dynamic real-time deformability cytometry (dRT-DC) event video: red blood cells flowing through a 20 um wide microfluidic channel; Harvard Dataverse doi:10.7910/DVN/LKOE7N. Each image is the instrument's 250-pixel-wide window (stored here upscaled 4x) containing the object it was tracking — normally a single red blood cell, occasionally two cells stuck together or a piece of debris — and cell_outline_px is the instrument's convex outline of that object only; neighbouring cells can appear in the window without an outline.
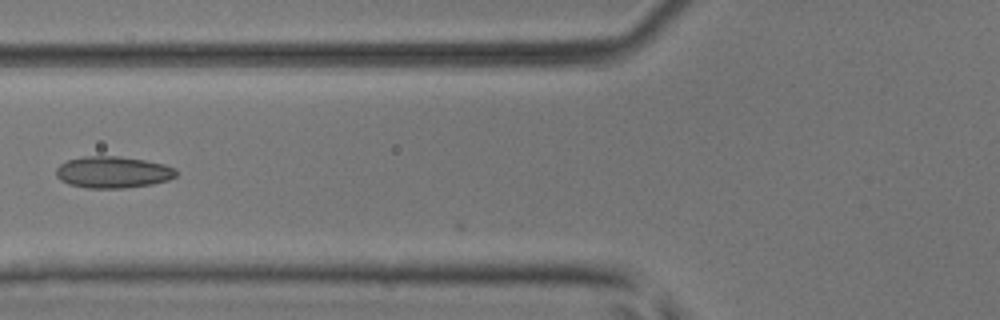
{"species": "common noctule bat (a hibernating species)", "species_latin": "Nyctalus noctula", "temperature_condition": "room temperature", "stored_images_in_passage": 7, "camera_frame_rate_fps": 3000, "um_per_image_px": 0.085, "animal": {"sex": "male", "body_mass_g": 17.9, "forearm_length_mm": 54.2}, "frame": {"image": 1, "passage_image": 5, "time_ms": 1.333, "image_size_px": [1000, 320], "cell_outline_px": [[176, 176], [168, 180], [152, 184], [124, 188], [88, 188], [68, 184], [60, 180], [56, 176], [56, 168], [60, 164], [68, 160], [84, 156], [120, 156], [144, 160], [164, 164], [176, 168]], "centroid_in_image_um": [9.59, 14.63], "position_along_channel_um": 116.2, "area_um2": 22.2}}
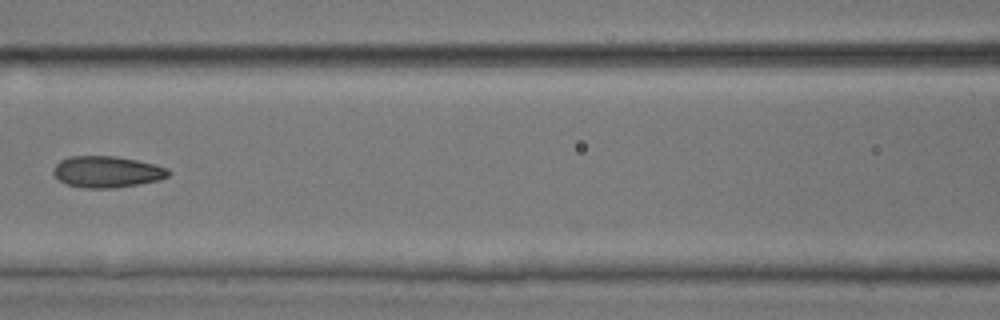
{"frame": {"image": 2, "passage_image": 6, "time_ms": 1.667, "image_size_px": [1000, 320], "cell_outline_px": [[172, 172], [168, 176], [160, 180], [112, 188], [84, 188], [68, 184], [60, 180], [52, 172], [52, 168], [60, 160], [68, 156], [116, 156], [136, 160], [168, 168]], "centroid_in_image_um": [9.08, 14.59], "position_along_channel_um": 157.5, "area_um2": 20.98}}
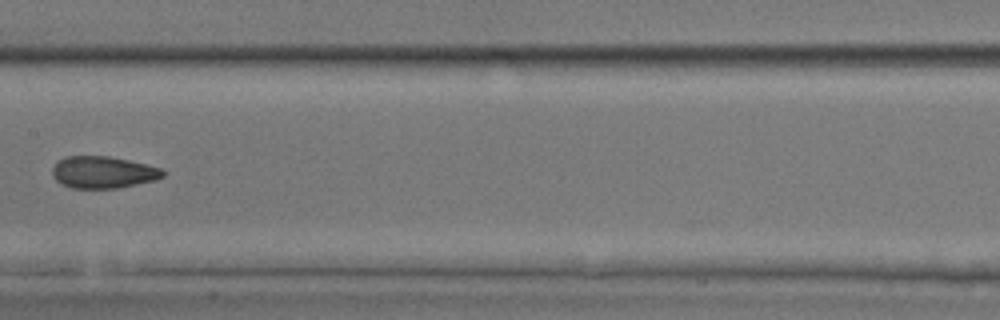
{"frame": {"image": 3, "passage_image": 7, "time_ms": 2.0, "image_size_px": [1000, 320], "cell_outline_px": [[164, 176], [156, 180], [116, 188], [72, 188], [60, 184], [52, 176], [52, 168], [64, 156], [108, 156], [128, 160], [160, 168], [164, 172]], "centroid_in_image_um": [8.73, 14.64], "position_along_channel_um": 198.7, "area_um2": 20.46}}